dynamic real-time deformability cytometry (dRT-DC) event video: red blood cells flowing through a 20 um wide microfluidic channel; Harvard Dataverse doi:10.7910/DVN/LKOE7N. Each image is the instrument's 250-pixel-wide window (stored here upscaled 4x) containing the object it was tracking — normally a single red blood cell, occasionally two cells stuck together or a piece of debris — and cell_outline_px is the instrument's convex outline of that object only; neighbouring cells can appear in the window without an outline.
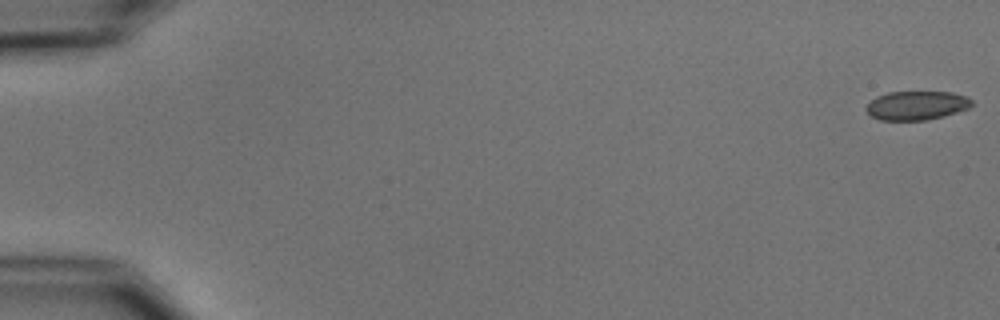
{"species": "common noctule bat (a hibernating species)", "species_latin": "Nyctalus noctula", "temperature_condition": "cold", "stored_images_in_passage": 5, "camera_frame_rate_fps": 3000, "um_per_image_px": 0.085, "animal": {"sex": "male", "body_mass_g": 15.6}, "frame": {"image": 1, "passage_image": 1, "time_ms": 0.0, "image_size_px": [1000, 320], "cell_outline_px": [[972, 104], [968, 108], [944, 116], [924, 120], [880, 120], [872, 116], [864, 108], [876, 96], [888, 92], [952, 92], [968, 96], [972, 100]], "centroid_in_image_um": [77.92, 8.95], "position_along_channel_um": 7.1, "area_um2": 17.74}}